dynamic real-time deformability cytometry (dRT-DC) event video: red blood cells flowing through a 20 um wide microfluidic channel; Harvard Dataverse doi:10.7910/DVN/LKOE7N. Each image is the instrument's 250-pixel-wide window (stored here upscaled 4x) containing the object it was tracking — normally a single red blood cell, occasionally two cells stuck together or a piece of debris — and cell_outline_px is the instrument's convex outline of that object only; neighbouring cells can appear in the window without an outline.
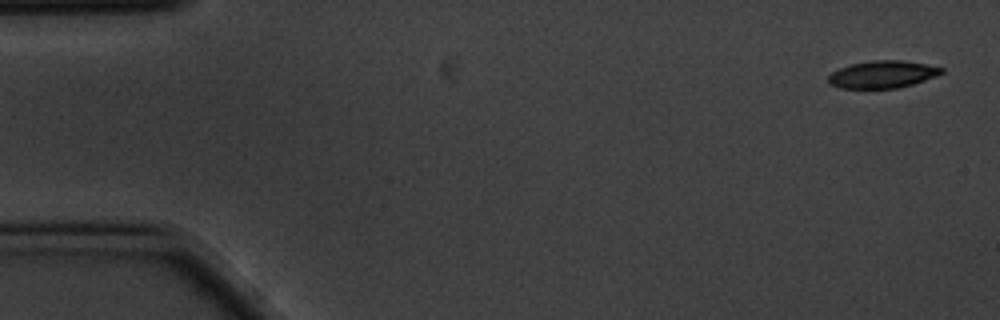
{"species": "common noctule bat (a hibernating species)", "species_latin": "Nyctalus noctula", "temperature_condition": "cold", "stored_images_in_passage": 3, "camera_frame_rate_fps": 3000, "um_per_image_px": 0.085, "animal": {"sex": "male", "body_mass_g": 20.1, "forearm_length_mm": 53.5}, "frame": {"image": 1, "passage_image": 1, "time_ms": 0.0, "image_size_px": [1000, 320], "cell_outline_px": [[944, 72], [936, 76], [912, 84], [896, 88], [840, 88], [828, 84], [828, 76], [832, 72], [840, 68], [852, 64], [872, 60], [900, 60], [924, 64], [944, 68]], "centroid_in_image_um": [74.99, 6.32], "position_along_channel_um": 10.0, "area_um2": 17.86}}
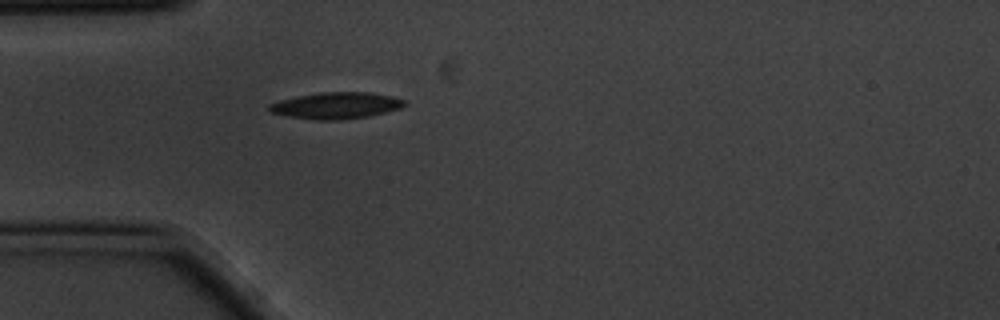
{"frame": {"image": 2, "passage_image": 3, "time_ms": 0.667, "image_size_px": [1000, 320], "cell_outline_px": [[408, 104], [400, 108], [368, 116], [340, 120], [316, 120], [288, 116], [272, 112], [268, 108], [268, 104], [280, 100], [320, 92], [368, 92], [392, 96], [404, 100]], "centroid_in_image_um": [28.59, 8.97], "position_along_channel_um": 56.4, "area_um2": 20.69}}